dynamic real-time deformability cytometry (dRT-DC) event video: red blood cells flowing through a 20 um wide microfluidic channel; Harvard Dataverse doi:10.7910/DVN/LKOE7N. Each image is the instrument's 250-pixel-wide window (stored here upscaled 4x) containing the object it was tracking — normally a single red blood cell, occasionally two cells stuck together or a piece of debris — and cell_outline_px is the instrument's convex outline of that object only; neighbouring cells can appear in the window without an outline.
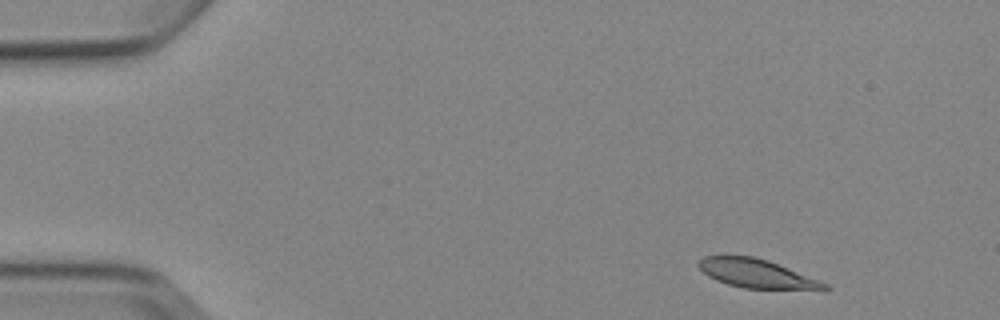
{"species": "Egyptian fruit bat (a non-hibernating species)", "species_latin": "Rousettus aegyptiacus", "temperature_condition": "cold", "stored_images_in_passage": 7, "camera_frame_rate_fps": 3000, "um_per_image_px": 0.085, "animal": {"sex": "female"}, "frame": {"image": 1, "passage_image": 1, "time_ms": 0.0, "image_size_px": [1000, 320], "cell_outline_px": [[832, 288], [828, 292], [824, 292], [744, 288], [728, 284], [716, 280], [708, 276], [696, 264], [704, 256], [752, 256], [768, 260], [820, 280], [828, 284]], "centroid_in_image_um": [64.49, 23.31], "position_along_channel_um": 20.5, "area_um2": 21.79}}
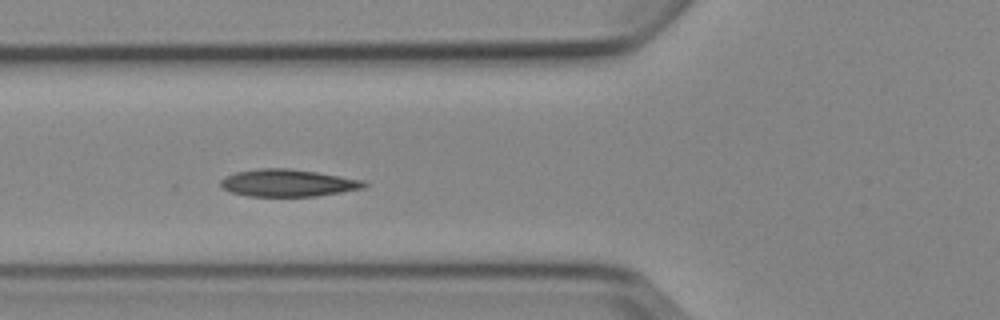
{"frame": {"image": 2, "passage_image": 5, "time_ms": 4.667, "image_size_px": [1000, 320], "cell_outline_px": [[368, 184], [364, 188], [316, 196], [248, 196], [232, 192], [220, 188], [220, 180], [224, 176], [236, 172], [256, 168], [288, 168], [316, 172], [364, 180]], "centroid_in_image_um": [24.43, 15.54], "position_along_channel_um": 101.4, "area_um2": 22.83}}
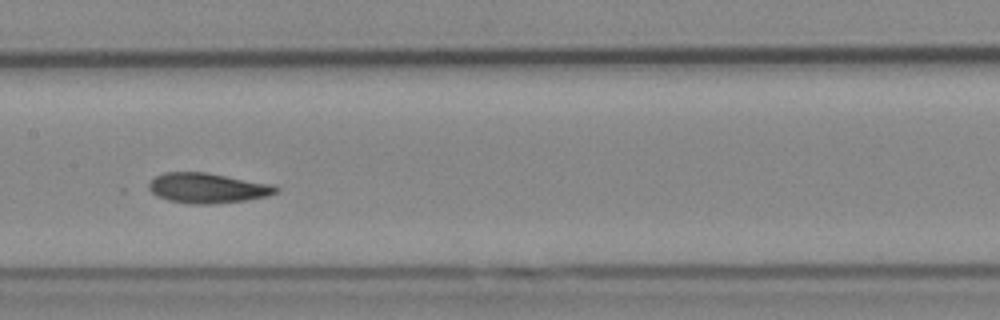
{"frame": {"image": 3, "passage_image": 7, "time_ms": 7.0, "image_size_px": [1000, 320], "cell_outline_px": [[280, 192], [268, 196], [248, 200], [212, 204], [192, 204], [168, 200], [156, 196], [148, 188], [148, 184], [156, 176], [164, 172], [204, 172], [272, 184], [280, 188]], "centroid_in_image_um": [17.67, 15.99], "position_along_channel_um": 189.7, "area_um2": 22.37}}